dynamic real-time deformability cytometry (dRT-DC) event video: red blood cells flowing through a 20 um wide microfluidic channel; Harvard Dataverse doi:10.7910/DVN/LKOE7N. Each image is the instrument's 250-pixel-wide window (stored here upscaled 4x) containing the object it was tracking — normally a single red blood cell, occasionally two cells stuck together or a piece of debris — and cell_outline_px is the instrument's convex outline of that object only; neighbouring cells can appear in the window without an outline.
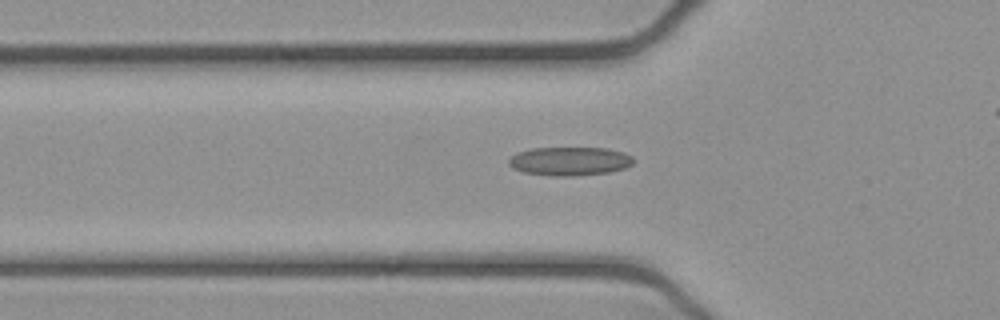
{"species": "common noctule bat (a hibernating species)", "species_latin": "Nyctalus noctula", "temperature_condition": "cold", "stored_images_in_passage": 45, "camera_frame_rate_fps": 3000, "um_per_image_px": 0.085, "animal": {"sex": "female", "body_mass_g": 21.9}, "frame": {"image": 1, "passage_image": 17, "time_ms": 5.333, "image_size_px": [1000, 320], "cell_outline_px": [[632, 164], [624, 168], [608, 172], [572, 176], [552, 176], [524, 172], [512, 168], [508, 164], [508, 160], [516, 152], [532, 148], [608, 148], [624, 152], [632, 156]], "centroid_in_image_um": [48.4, 13.69], "position_along_channel_um": 77.4, "area_um2": 20.81}}
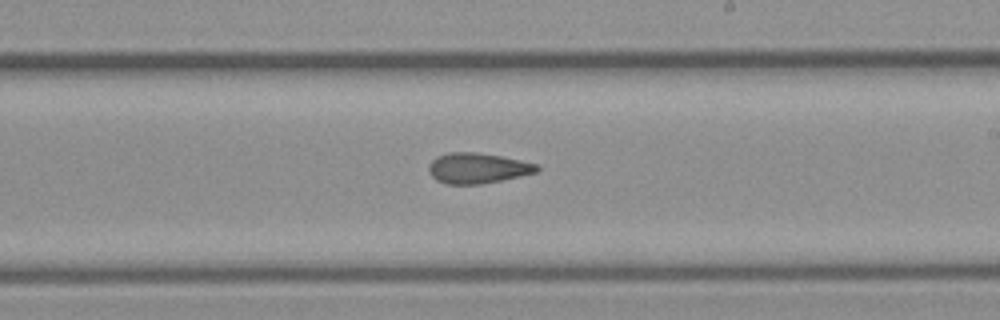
{"frame": {"image": 2, "passage_image": 30, "time_ms": 9.667, "image_size_px": [1000, 320], "cell_outline_px": [[540, 168], [536, 172], [520, 176], [480, 184], [448, 184], [436, 180], [428, 172], [428, 164], [436, 156], [448, 152], [476, 152], [500, 156], [520, 160], [536, 164]], "centroid_in_image_um": [40.54, 14.28], "position_along_channel_um": 248.5, "area_um2": 19.13}}
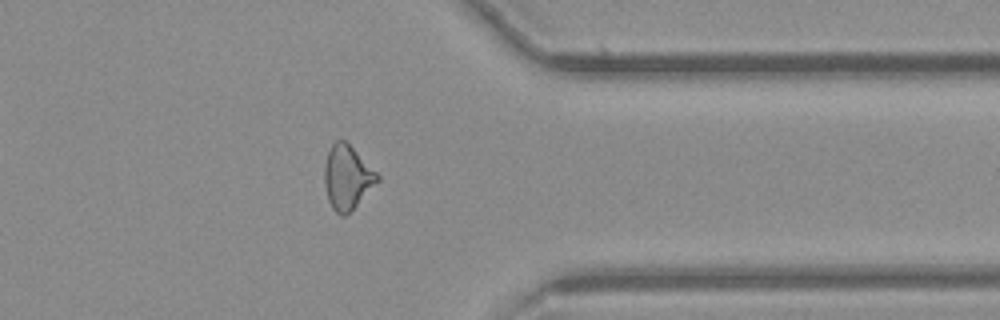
{"frame": {"image": 3, "passage_image": 41, "time_ms": 13.333, "image_size_px": [1000, 320], "cell_outline_px": [[380, 180], [344, 216], [340, 216], [332, 208], [328, 200], [324, 184], [324, 164], [328, 152], [332, 144], [336, 140], [344, 140], [380, 176]], "centroid_in_image_um": [29.48, 15.08], "position_along_channel_um": 381.9, "area_um2": 19.31}}